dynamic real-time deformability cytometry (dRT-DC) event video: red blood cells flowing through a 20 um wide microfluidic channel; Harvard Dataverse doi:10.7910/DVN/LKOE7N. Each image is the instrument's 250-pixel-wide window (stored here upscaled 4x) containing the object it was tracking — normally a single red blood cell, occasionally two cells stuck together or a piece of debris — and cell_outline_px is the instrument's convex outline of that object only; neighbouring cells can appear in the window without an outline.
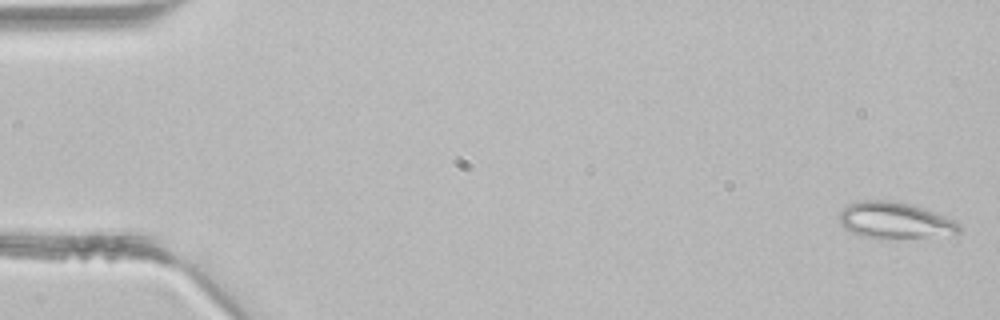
{"species": "common noctule bat (a hibernating species)", "species_latin": "Nyctalus noctula", "temperature_condition": "room temperature", "stored_images_in_passage": 4, "camera_frame_rate_fps": 3000, "um_per_image_px": 0.085, "animal": {"sex": "male", "body_mass_g": 21.5, "forearm_length_mm": 52.0}, "frame": {"image": 1, "passage_image": 4, "time_ms": 1.0, "image_size_px": [1000, 320], "cell_outline_px": [[960, 232], [956, 236], [896, 240], [880, 240], [860, 236], [844, 228], [840, 224], [840, 212], [848, 204], [864, 200], [892, 200], [924, 208], [944, 216], [960, 224]], "centroid_in_image_um": [76.11, 18.8], "position_along_channel_um": 8.9, "area_um2": 26.36}}